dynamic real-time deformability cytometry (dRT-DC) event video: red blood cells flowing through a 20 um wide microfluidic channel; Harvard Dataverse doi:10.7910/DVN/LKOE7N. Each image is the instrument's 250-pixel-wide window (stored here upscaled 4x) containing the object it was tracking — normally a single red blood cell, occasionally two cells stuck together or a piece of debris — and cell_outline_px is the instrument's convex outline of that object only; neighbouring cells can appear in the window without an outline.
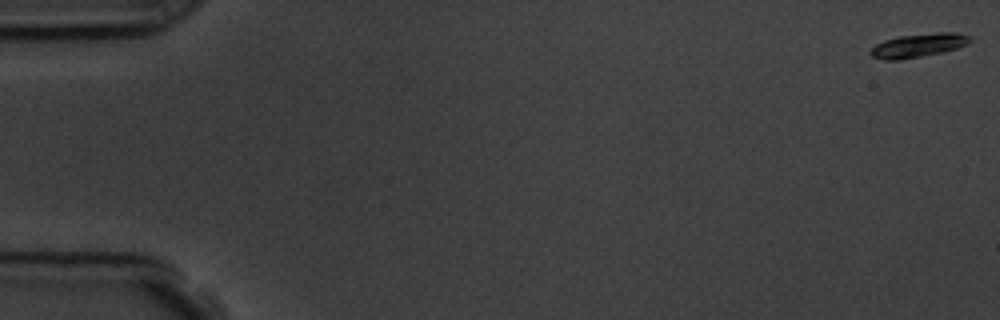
{"species": "common noctule bat (a hibernating species)", "species_latin": "Nyctalus noctula", "temperature_condition": "room temperature", "stored_images_in_passage": 13, "camera_frame_rate_fps": 3000, "um_per_image_px": 0.085, "animal": {"sex": "male", "body_mass_g": 19.5, "forearm_length_mm": 54.6}, "frame": {"image": 1, "passage_image": 1, "time_ms": 0.0, "image_size_px": [1000, 320], "cell_outline_px": [[972, 40], [968, 44], [956, 48], [940, 52], [900, 60], [884, 60], [872, 56], [868, 52], [876, 44], [884, 40], [900, 36], [940, 32], [956, 32], [968, 36]], "centroid_in_image_um": [78.04, 3.85], "position_along_channel_um": 7.0, "area_um2": 13.53}}